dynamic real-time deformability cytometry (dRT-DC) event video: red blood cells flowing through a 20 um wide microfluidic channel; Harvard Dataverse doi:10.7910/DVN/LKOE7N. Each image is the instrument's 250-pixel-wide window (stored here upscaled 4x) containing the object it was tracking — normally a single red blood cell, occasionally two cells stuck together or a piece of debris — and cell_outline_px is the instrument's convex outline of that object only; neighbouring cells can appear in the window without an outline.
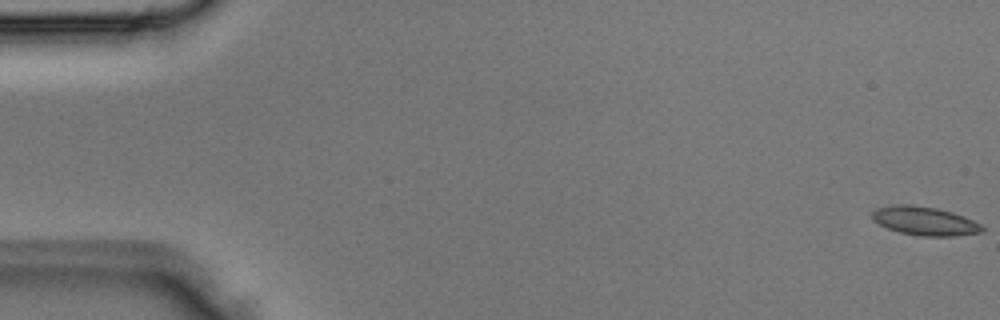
{"species": "Egyptian fruit bat (a non-hibernating species)", "species_latin": "Rousettus aegyptiacus", "temperature_condition": "room temperature", "stored_images_in_passage": 4, "camera_frame_rate_fps": 3000, "um_per_image_px": 0.085, "animal": {"sex": "male"}, "frame": {"image": 1, "passage_image": 1, "time_ms": 0.0, "image_size_px": [1000, 320], "cell_outline_px": [[984, 232], [956, 236], [920, 236], [900, 232], [888, 228], [880, 224], [872, 216], [872, 212], [880, 208], [900, 204], [912, 204], [936, 208], [952, 212], [964, 216], [980, 224], [984, 228]], "centroid_in_image_um": [78.67, 18.79], "position_along_channel_um": 6.3, "area_um2": 18.15}}